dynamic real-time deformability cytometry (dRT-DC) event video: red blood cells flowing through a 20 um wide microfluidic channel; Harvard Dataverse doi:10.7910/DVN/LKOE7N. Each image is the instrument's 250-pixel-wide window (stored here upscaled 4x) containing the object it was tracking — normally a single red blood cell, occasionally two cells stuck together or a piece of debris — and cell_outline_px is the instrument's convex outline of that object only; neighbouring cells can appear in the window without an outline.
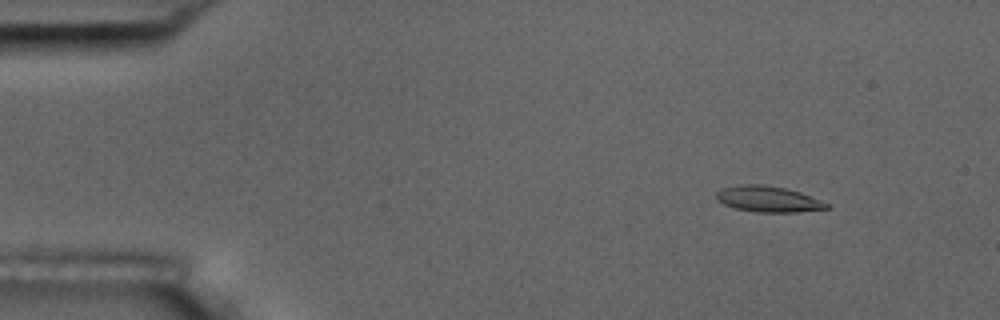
{"species": "common noctule bat (a hibernating species)", "species_latin": "Nyctalus noctula", "temperature_condition": "room temperature", "stored_images_in_passage": 54, "camera_frame_rate_fps": 3000, "um_per_image_px": 0.085, "animal": {"sex": "male", "body_mass_g": 17.5, "forearm_length_mm": 52.3}, "frame": {"image": 1, "passage_image": 6, "time_ms": 1.667, "image_size_px": [1000, 320], "cell_outline_px": [[832, 208], [796, 212], [756, 212], [736, 208], [724, 204], [716, 200], [716, 192], [720, 188], [740, 184], [760, 184], [784, 188], [800, 192], [832, 204]], "centroid_in_image_um": [65.32, 16.92], "position_along_channel_um": 19.7, "area_um2": 16.82}}
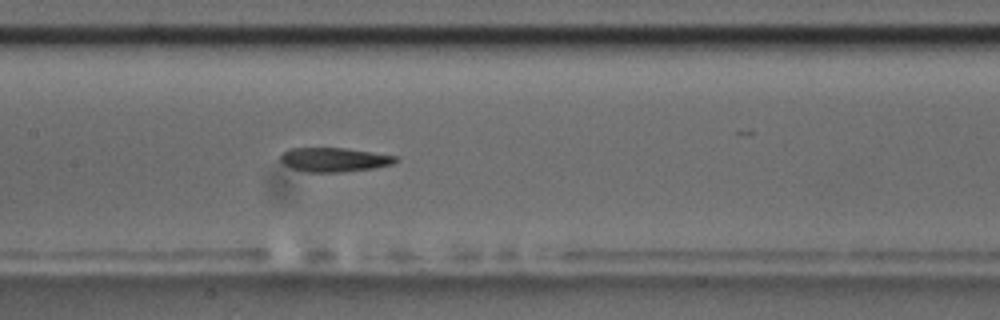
{"frame": {"image": 2, "passage_image": 26, "time_ms": 8.333, "image_size_px": [1000, 320], "cell_outline_px": [[400, 160], [392, 164], [372, 168], [340, 172], [308, 172], [292, 168], [284, 164], [280, 160], [280, 156], [288, 148], [344, 148], [396, 156]], "centroid_in_image_um": [28.39, 13.57], "position_along_channel_um": 179.0, "area_um2": 16.01}}
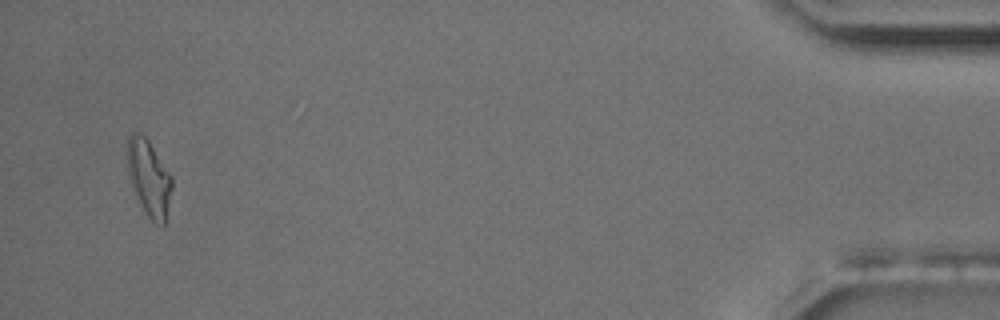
{"frame": {"image": 3, "passage_image": 52, "time_ms": 17.0, "image_size_px": [1000, 320], "cell_outline_px": [[172, 188], [164, 224], [152, 220], [148, 216], [128, 176], [128, 136], [132, 132], [136, 132], [144, 136], [148, 140], [172, 176]], "centroid_in_image_um": [12.67, 15.06], "position_along_channel_um": 422.5, "area_um2": 18.96}, "authors_computed_cell_mechanics": {"area_um2": 16.8487, "velocity_mm_per_s": 3.7342, "shape_relaxation_time_tau1_ms": 5.7622, "shape_relaxation_time_tau2_ms": 1.5954, "deformation_change_tau1": 0.2264, "deformation_change_tau2": 0.1184}}